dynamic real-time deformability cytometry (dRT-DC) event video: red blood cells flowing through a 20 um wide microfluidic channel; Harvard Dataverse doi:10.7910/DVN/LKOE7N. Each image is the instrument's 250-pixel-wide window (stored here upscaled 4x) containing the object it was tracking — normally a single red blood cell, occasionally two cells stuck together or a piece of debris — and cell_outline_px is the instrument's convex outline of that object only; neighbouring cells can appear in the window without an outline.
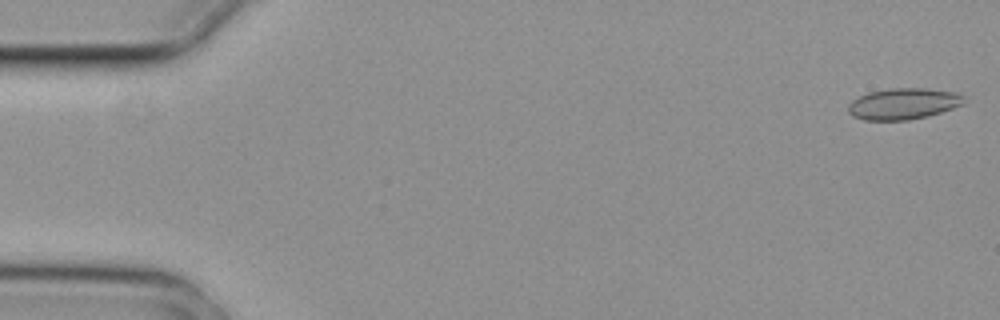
{"species": "common noctule bat (a hibernating species)", "species_latin": "Nyctalus noctula", "temperature_condition": "cold", "stored_images_in_passage": 7, "camera_frame_rate_fps": 3000, "um_per_image_px": 0.085, "animal": {"sex": "female", "body_mass_g": 29.2, "forearm_length_mm": 56.3}, "frame": {"image": 1, "passage_image": 1, "time_ms": 0.0, "image_size_px": [1000, 320], "cell_outline_px": [[964, 104], [928, 116], [908, 120], [864, 120], [852, 116], [848, 112], [848, 104], [852, 100], [868, 92], [888, 88], [924, 88], [956, 92], [964, 96]], "centroid_in_image_um": [76.77, 8.82], "position_along_channel_um": 8.2, "area_um2": 21.15}}
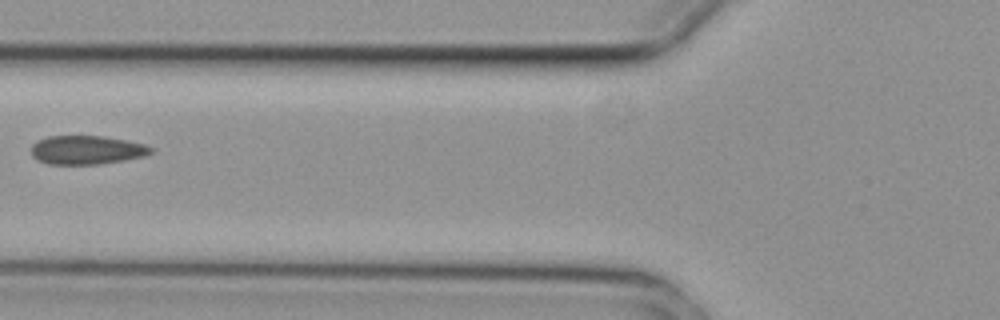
{"frame": {"image": 2, "passage_image": 6, "time_ms": 1.667, "image_size_px": [1000, 320], "cell_outline_px": [[156, 148], [152, 152], [144, 156], [100, 164], [48, 164], [36, 160], [32, 156], [32, 144], [36, 140], [48, 136], [104, 136], [144, 144]], "centroid_in_image_um": [7.35, 12.74], "position_along_channel_um": 118.5, "area_um2": 20.11}}
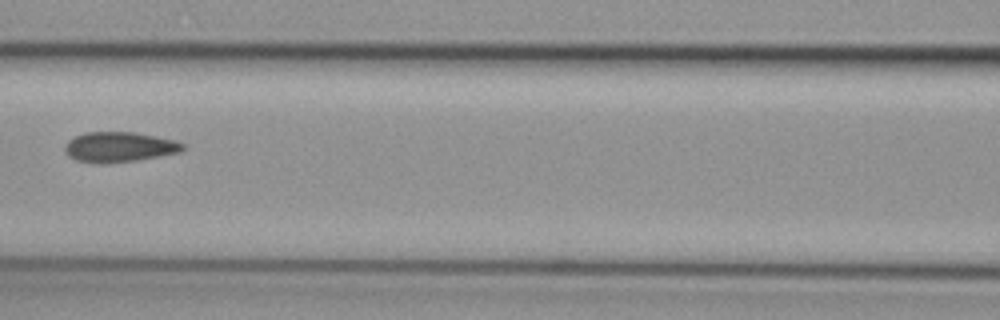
{"frame": {"image": 3, "passage_image": 7, "time_ms": 2.0, "image_size_px": [1000, 320], "cell_outline_px": [[184, 148], [180, 152], [160, 156], [136, 160], [108, 164], [100, 164], [76, 160], [68, 156], [64, 152], [64, 144], [68, 140], [84, 132], [132, 132], [156, 136], [176, 140], [184, 144]], "centroid_in_image_um": [10.1, 12.5], "position_along_channel_um": 156.5, "area_um2": 20.92}}